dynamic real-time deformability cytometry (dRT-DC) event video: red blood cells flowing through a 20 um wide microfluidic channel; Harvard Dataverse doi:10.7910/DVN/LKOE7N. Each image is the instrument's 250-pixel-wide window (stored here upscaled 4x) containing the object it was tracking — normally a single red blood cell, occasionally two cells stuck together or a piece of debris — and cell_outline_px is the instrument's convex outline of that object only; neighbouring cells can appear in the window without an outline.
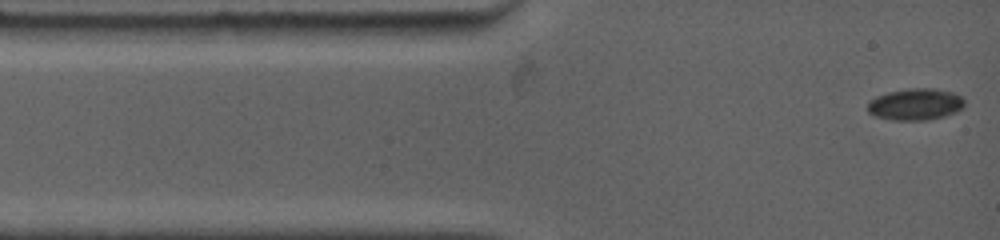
{"species": "common noctule bat (a hibernating species)", "species_latin": "Nyctalus noctula", "temperature_condition": "warm", "stored_images_in_passage": 49, "camera_frame_rate_fps": 4500, "um_per_image_px": 0.085, "animal": {"sex": "female", "body_mass_g": 19.0, "forearm_length_mm": 53.3}, "frame": {"image": 1, "passage_image": 1, "time_ms": 0.0, "image_size_px": [1000, 240], "cell_outline_px": [[964, 108], [956, 112], [944, 116], [928, 120], [892, 120], [876, 116], [868, 112], [868, 100], [876, 96], [888, 92], [912, 88], [932, 88], [952, 92], [960, 96], [964, 100]], "centroid_in_image_um": [77.81, 8.87], "position_along_channel_um": 7.2, "area_um2": 17.92}}
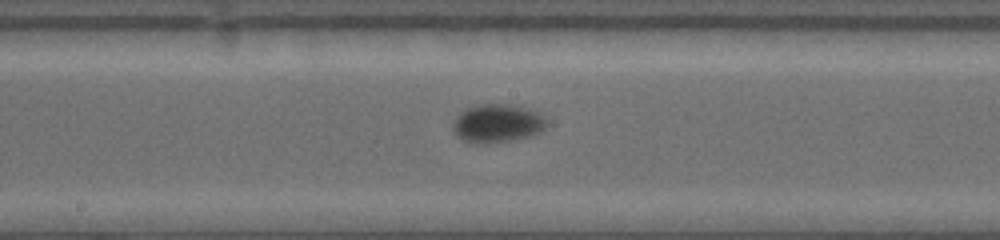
{"frame": {"image": 2, "passage_image": 21, "time_ms": 6.667, "image_size_px": [1000, 240], "cell_outline_px": [[548, 120], [544, 128], [540, 132], [532, 136], [508, 140], [480, 144], [472, 144], [464, 140], [452, 128], [452, 124], [456, 116], [460, 112], [468, 108], [484, 104], [508, 104], [528, 108], [540, 112]], "centroid_in_image_um": [42.31, 10.48], "position_along_channel_um": 205.9, "area_um2": 20.92}}
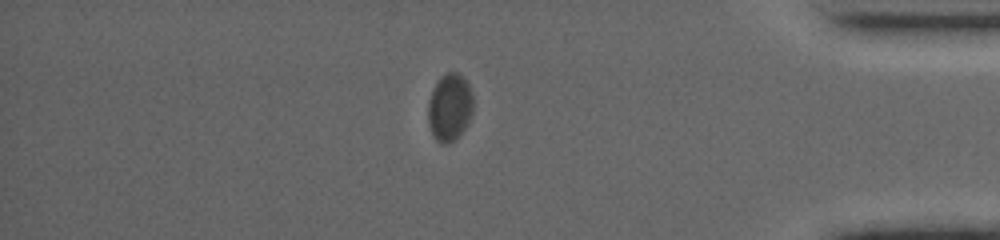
{"frame": {"image": 3, "passage_image": 41, "time_ms": 12.889, "image_size_px": [1000, 240], "cell_outline_px": [[472, 112], [464, 128], [456, 140], [448, 144], [440, 144], [436, 140], [432, 132], [428, 120], [428, 100], [440, 76], [448, 72], [460, 72], [468, 84], [472, 92]], "centroid_in_image_um": [38.22, 9.12], "position_along_channel_um": 397.0, "area_um2": 17.69}, "authors_computed_cell_mechanics": {"area_um2": 18.7272, "velocity_mm_per_s": 3.6363, "shape_relaxation_time_tau1_ms": 2.4365, "shape_relaxation_time_tau2_ms": null, "deformation_change_tau1": 0.0786, "deformation_change_tau2": null}}